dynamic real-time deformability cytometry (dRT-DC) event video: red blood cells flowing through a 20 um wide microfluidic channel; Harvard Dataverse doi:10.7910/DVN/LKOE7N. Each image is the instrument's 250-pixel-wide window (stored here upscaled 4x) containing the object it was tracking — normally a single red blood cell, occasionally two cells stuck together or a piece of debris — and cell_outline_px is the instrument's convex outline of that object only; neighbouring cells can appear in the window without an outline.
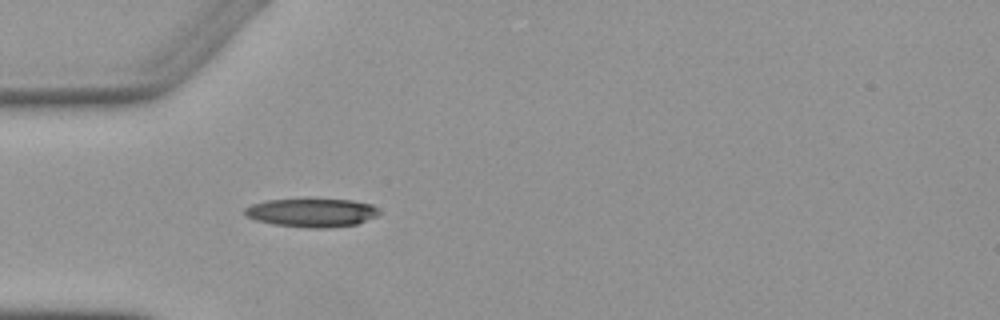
{"species": "Egyptian fruit bat (a non-hibernating species)", "species_latin": "Rousettus aegyptiacus", "temperature_condition": "warm", "stored_images_in_passage": 1, "camera_frame_rate_fps": 3000, "um_per_image_px": 0.085, "animal": {"sex": "female"}, "frame": {"image": 1, "passage_image": 1, "time_ms": 0.0, "image_size_px": [1000, 320], "cell_outline_px": [[380, 212], [376, 216], [356, 224], [324, 228], [308, 228], [276, 224], [256, 220], [244, 216], [244, 208], [252, 204], [268, 200], [308, 196], [352, 200], [372, 204]], "centroid_in_image_um": [26.47, 18.02], "position_along_channel_um": 58.5, "area_um2": 23.18}}